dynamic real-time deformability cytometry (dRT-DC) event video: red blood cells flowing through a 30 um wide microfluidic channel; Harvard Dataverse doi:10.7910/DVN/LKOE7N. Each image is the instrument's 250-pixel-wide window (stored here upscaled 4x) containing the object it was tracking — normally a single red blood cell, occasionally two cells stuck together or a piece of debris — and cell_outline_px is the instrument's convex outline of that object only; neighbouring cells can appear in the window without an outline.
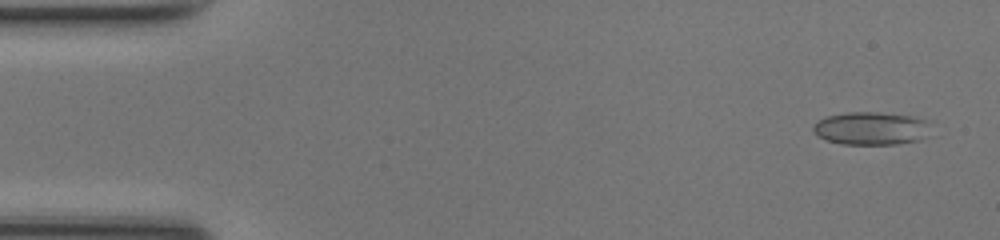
{"species": "common noctule bat (a hibernating species)", "species_latin": "Nyctalus noctula", "temperature_condition": "room temperature", "stored_images_in_passage": 47, "camera_frame_rate_fps": 3000, "um_per_image_px": 0.085, "animal": {"sex": "female", "body_mass_g": 17.0, "forearm_length_mm": 48.0}, "frame": {"image": 1, "passage_image": 1, "time_ms": 0.0, "image_size_px": [1000, 240], "cell_outline_px": [[924, 120], [920, 140], [896, 144], [840, 144], [816, 136], [812, 128], [816, 120], [824, 116], [844, 112], [880, 112], [912, 116]], "centroid_in_image_um": [73.84, 10.9], "position_along_channel_um": 11.2, "area_um2": 22.14}}
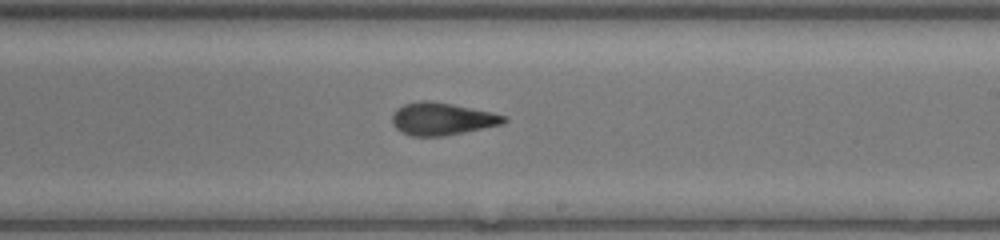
{"frame": {"image": 2, "passage_image": 27, "time_ms": 8.667, "image_size_px": [1000, 240], "cell_outline_px": [[508, 120], [504, 124], [444, 136], [412, 136], [400, 132], [392, 124], [392, 116], [396, 108], [404, 104], [420, 100], [428, 100], [452, 104], [492, 112], [504, 116]], "centroid_in_image_um": [37.55, 10.1], "position_along_channel_um": 251.5, "area_um2": 21.21}}
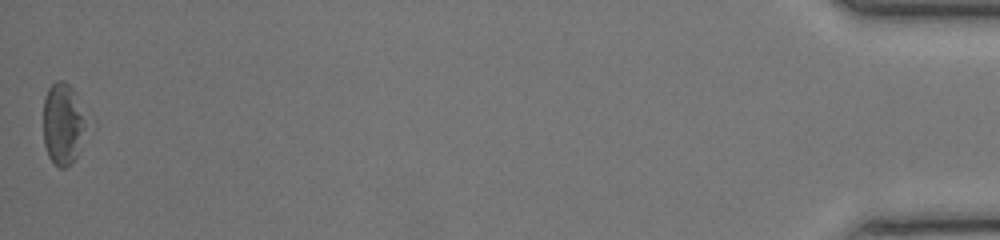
{"frame": {"image": 3, "passage_image": 47, "time_ms": 15.333, "image_size_px": [1000, 240], "cell_outline_px": [[84, 128], [76, 156], [64, 168], [60, 168], [48, 156], [44, 144], [44, 96], [48, 88], [56, 80], [64, 80], [76, 92], [84, 120]], "centroid_in_image_um": [5.3, 10.47], "position_along_channel_um": 429.9, "area_um2": 19.77}, "authors_computed_cell_mechanics": {"area_um2": 21.2126, "velocity_mm_per_s": 4.2455, "shape_relaxation_time_tau1_ms": 4.9236, "shape_relaxation_time_tau2_ms": 1.4886, "deformation_change_tau1": 0.1401, "deformation_change_tau2": 0.0632}}